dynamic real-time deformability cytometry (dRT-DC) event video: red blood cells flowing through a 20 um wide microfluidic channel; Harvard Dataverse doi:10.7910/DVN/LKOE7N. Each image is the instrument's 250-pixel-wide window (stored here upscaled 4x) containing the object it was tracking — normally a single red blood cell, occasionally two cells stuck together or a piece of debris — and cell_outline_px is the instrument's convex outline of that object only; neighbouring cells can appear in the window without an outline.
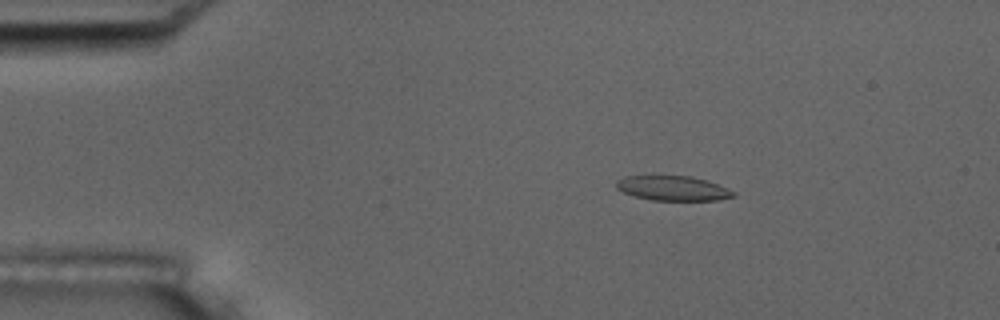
{"species": "common noctule bat (a hibernating species)", "species_latin": "Nyctalus noctula", "temperature_condition": "room temperature", "stored_images_in_passage": 46, "camera_frame_rate_fps": 3000, "um_per_image_px": 0.085, "animal": {"sex": "male", "body_mass_g": 17.5, "forearm_length_mm": 52.3}, "frame": {"image": 1, "passage_image": 2, "time_ms": 0.333, "image_size_px": [1000, 320], "cell_outline_px": [[736, 196], [720, 200], [652, 200], [636, 196], [624, 192], [616, 188], [616, 180], [624, 176], [652, 172], [692, 176], [708, 180], [736, 192]], "centroid_in_image_um": [57.15, 15.93], "position_along_channel_um": 27.9, "area_um2": 17.86}}
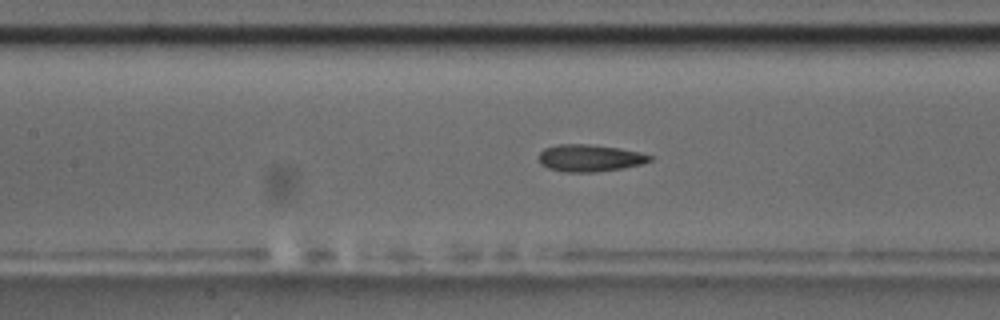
{"frame": {"image": 2, "passage_image": 17, "time_ms": 5.333, "image_size_px": [1000, 320], "cell_outline_px": [[652, 160], [640, 164], [624, 168], [596, 172], [564, 172], [548, 168], [540, 164], [536, 156], [544, 148], [556, 144], [588, 144], [620, 148], [640, 152], [652, 156]], "centroid_in_image_um": [50.08, 13.43], "position_along_channel_um": 157.3, "area_um2": 17.74}}
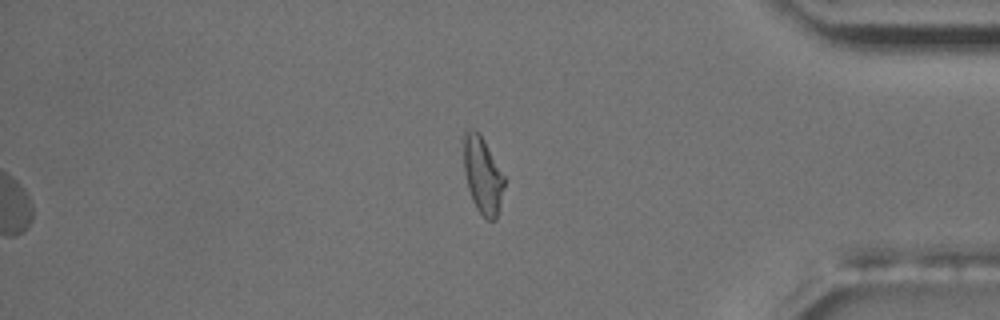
{"frame": {"image": 3, "passage_image": 38, "time_ms": 12.333, "image_size_px": [1000, 320], "cell_outline_px": [[504, 184], [496, 220], [488, 220], [476, 208], [472, 200], [468, 188], [464, 172], [460, 136], [464, 132], [480, 132], [504, 176]], "centroid_in_image_um": [40.96, 14.84], "position_along_channel_um": 394.2, "area_um2": 18.26}, "authors_computed_cell_mechanics": {"area_um2": 17.8024, "velocity_mm_per_s": 3.7717, "shape_relaxation_time_tau1_ms": 4.423, "shape_relaxation_time_tau2_ms": 2.2872, "deformation_change_tau1": 0.1611, "deformation_change_tau2": 0.0797}}